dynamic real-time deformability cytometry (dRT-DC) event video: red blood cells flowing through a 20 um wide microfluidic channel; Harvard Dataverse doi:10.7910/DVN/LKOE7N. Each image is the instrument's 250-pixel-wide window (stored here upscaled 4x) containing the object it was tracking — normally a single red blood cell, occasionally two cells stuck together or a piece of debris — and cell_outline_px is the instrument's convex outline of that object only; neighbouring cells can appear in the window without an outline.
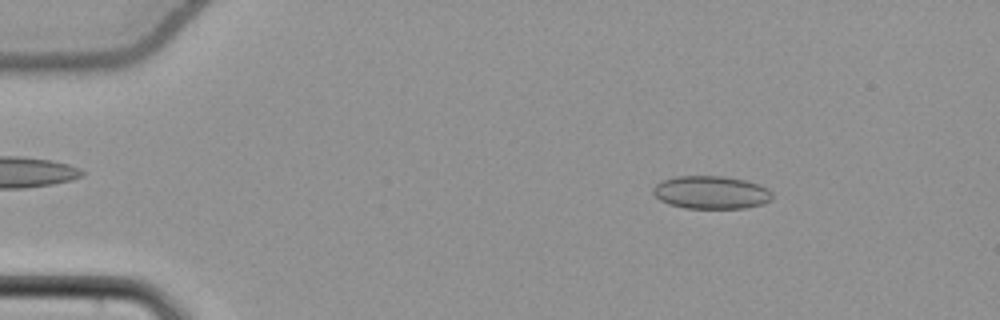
{"species": "common noctule bat (a hibernating species)", "species_latin": "Nyctalus noctula", "temperature_condition": "cold", "stored_images_in_passage": 54, "camera_frame_rate_fps": 3000, "um_per_image_px": 0.085, "animal": {"sex": "female", "body_mass_g": 22.7, "forearm_length_mm": 54.2}, "frame": {"image": 1, "passage_image": 8, "time_ms": 2.333, "image_size_px": [1000, 320], "cell_outline_px": [[772, 200], [764, 204], [744, 208], [684, 208], [668, 204], [660, 200], [652, 192], [652, 188], [660, 180], [676, 176], [724, 176], [744, 180], [760, 184], [768, 188], [772, 192]], "centroid_in_image_um": [60.45, 16.35], "position_along_channel_um": 24.6, "area_um2": 23.18}}
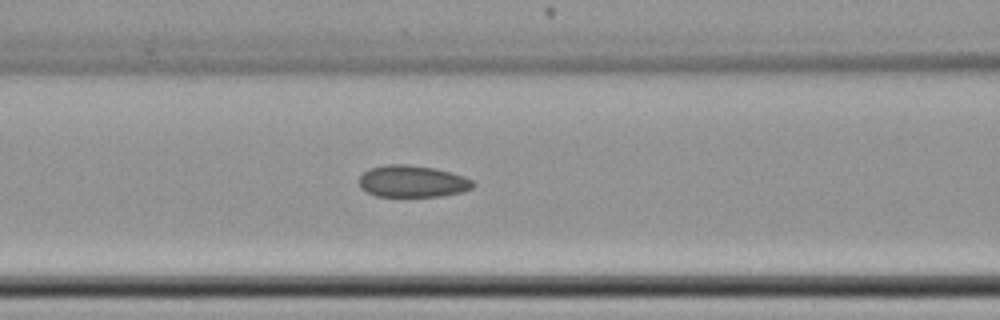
{"frame": {"image": 2, "passage_image": 23, "time_ms": 7.333, "image_size_px": [1000, 320], "cell_outline_px": [[476, 184], [472, 188], [460, 192], [440, 196], [376, 196], [360, 188], [360, 176], [368, 168], [388, 164], [408, 164], [436, 168], [452, 172], [464, 176], [472, 180]], "centroid_in_image_um": [35.06, 15.4], "position_along_channel_um": 131.5, "area_um2": 21.21}}
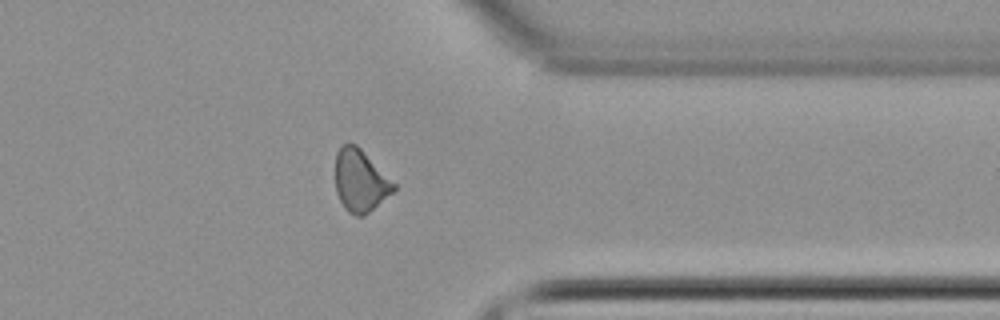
{"frame": {"image": 3, "passage_image": 43, "time_ms": 14.0, "image_size_px": [1000, 320], "cell_outline_px": [[396, 188], [392, 192], [364, 216], [356, 216], [348, 212], [344, 208], [336, 192], [336, 152], [344, 144], [356, 144], [396, 184]], "centroid_in_image_um": [30.61, 15.38], "position_along_channel_um": 380.8, "area_um2": 20.81}, "authors_computed_cell_mechanics": {"area_um2": 21.7906, "velocity_mm_per_s": 3.8378, "shape_relaxation_time_tau1_ms": null, "shape_relaxation_time_tau2_ms": 5.5386, "deformation_change_tau1": null, "deformation_change_tau2": 0.0979}}